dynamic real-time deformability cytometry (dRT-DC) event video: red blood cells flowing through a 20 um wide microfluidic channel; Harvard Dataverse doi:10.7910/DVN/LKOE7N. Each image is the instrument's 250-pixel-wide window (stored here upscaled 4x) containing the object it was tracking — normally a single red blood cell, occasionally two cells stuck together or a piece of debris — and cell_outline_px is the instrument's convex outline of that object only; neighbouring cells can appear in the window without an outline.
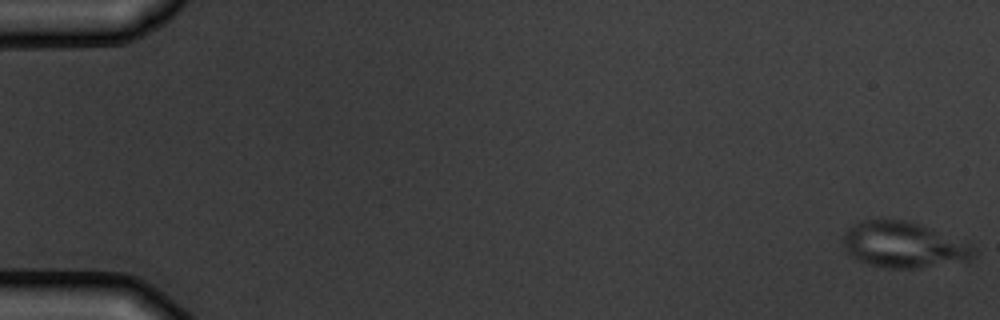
{"species": "common noctule bat (a hibernating species)", "species_latin": "Nyctalus noctula", "temperature_condition": "warm", "stored_images_in_passage": 7, "camera_frame_rate_fps": 3000, "um_per_image_px": 0.085, "animal": {"sex": "male", "body_mass_g": 19.5, "forearm_length_mm": 54.6}, "frame": {"image": 1, "passage_image": 1, "time_ms": 0.0, "image_size_px": [1000, 320], "cell_outline_px": [[976, 256], [968, 264], [920, 268], [884, 268], [868, 264], [860, 260], [848, 252], [844, 244], [844, 232], [852, 224], [860, 220], [904, 220], [920, 224], [972, 244], [976, 248]], "centroid_in_image_um": [76.94, 20.85], "position_along_channel_um": 8.1, "area_um2": 35.6}}